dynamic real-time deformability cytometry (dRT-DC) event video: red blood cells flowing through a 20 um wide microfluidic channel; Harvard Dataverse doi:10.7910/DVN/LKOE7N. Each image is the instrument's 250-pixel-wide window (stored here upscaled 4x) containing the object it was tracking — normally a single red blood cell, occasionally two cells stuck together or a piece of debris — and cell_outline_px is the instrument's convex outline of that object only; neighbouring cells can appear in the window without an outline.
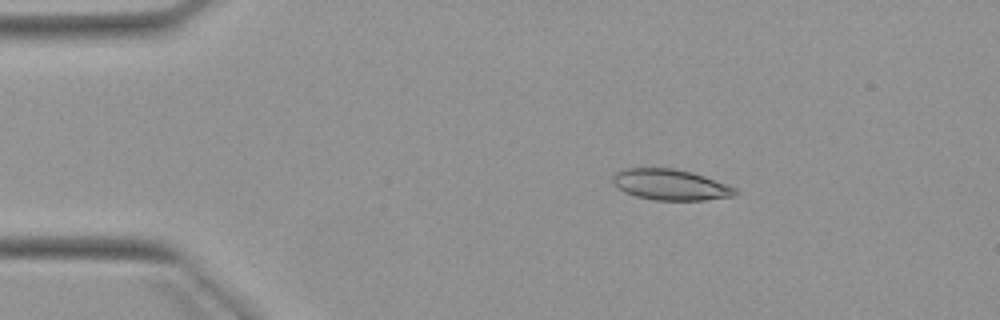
{"species": "Egyptian fruit bat (a non-hibernating species)", "species_latin": "Rousettus aegyptiacus", "temperature_condition": "warm", "stored_images_in_passage": 3, "camera_frame_rate_fps": 3000, "um_per_image_px": 0.085, "animal": {"sex": "female"}, "frame": {"image": 1, "passage_image": 2, "time_ms": 1.0, "image_size_px": [1000, 320], "cell_outline_px": [[740, 192], [736, 196], [704, 200], [656, 200], [636, 196], [624, 192], [612, 180], [612, 176], [620, 168], [676, 168], [692, 172], [728, 184], [736, 188]], "centroid_in_image_um": [57.03, 15.69], "position_along_channel_um": 28.0, "area_um2": 22.2}}